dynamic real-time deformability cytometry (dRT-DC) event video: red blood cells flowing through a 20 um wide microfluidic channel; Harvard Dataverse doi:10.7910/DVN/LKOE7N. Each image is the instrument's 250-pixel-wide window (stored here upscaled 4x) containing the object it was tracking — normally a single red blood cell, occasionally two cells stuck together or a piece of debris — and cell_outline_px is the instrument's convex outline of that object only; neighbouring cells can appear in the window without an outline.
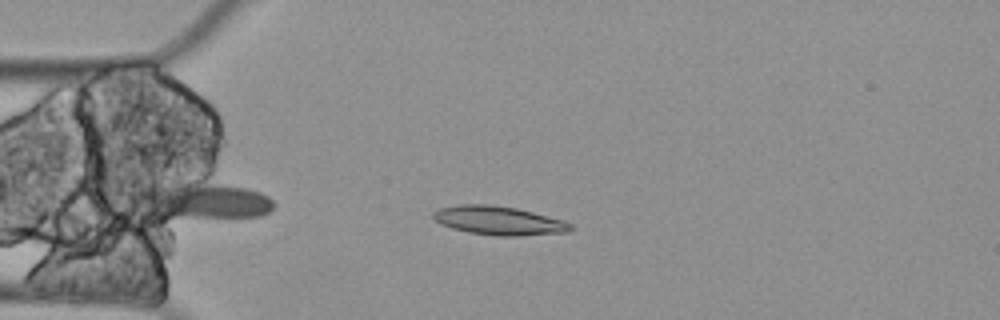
{"species": "Egyptian fruit bat (a non-hibernating species)", "species_latin": "Rousettus aegyptiacus", "temperature_condition": "cold", "stored_images_in_passage": 5, "segment_of_instrument_passage": [1, 2], "camera_frame_rate_fps": 3000, "um_per_image_px": 0.085, "animal": {"sex": "female"}, "frame": {"image": 1, "passage_image": 3, "time_ms": 0.667, "image_size_px": [1000, 320], "cell_outline_px": [[572, 232], [516, 236], [500, 236], [468, 232], [452, 228], [440, 224], [432, 216], [432, 212], [440, 208], [460, 204], [492, 204], [516, 208], [564, 220], [572, 224]], "centroid_in_image_um": [42.41, 18.75], "position_along_channel_um": 42.6, "area_um2": 23.12}}